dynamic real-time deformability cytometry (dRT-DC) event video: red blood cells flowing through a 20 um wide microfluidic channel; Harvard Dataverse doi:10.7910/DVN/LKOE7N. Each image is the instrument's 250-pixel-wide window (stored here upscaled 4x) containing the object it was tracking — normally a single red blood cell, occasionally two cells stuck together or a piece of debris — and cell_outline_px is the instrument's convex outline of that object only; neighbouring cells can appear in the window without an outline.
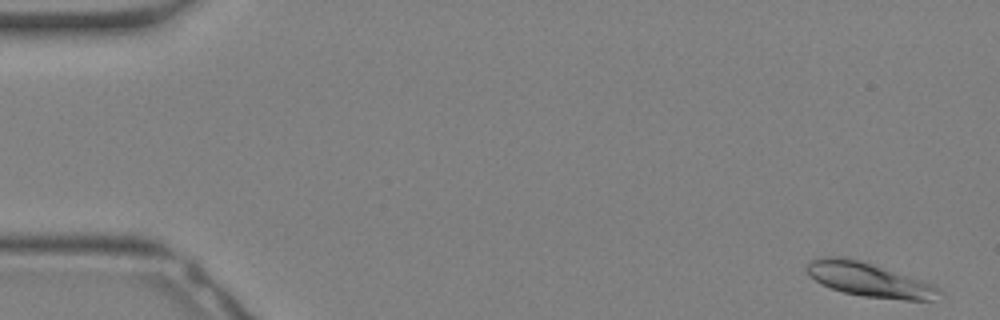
{"species": "Egyptian fruit bat (a non-hibernating species)", "species_latin": "Rousettus aegyptiacus", "temperature_condition": "warm", "stored_images_in_passage": 33, "camera_frame_rate_fps": 3000, "um_per_image_px": 0.085, "animal": {"sex": "female"}, "frame": {"image": 1, "passage_image": 1, "time_ms": 0.0, "image_size_px": [1000, 320], "cell_outline_px": [[944, 292], [932, 300], [904, 300], [864, 296], [844, 292], [820, 284], [808, 272], [808, 264], [812, 260], [824, 256], [844, 256], [860, 260], [932, 284], [940, 288]], "centroid_in_image_um": [73.89, 23.78], "position_along_channel_um": 11.1, "area_um2": 25.84}}
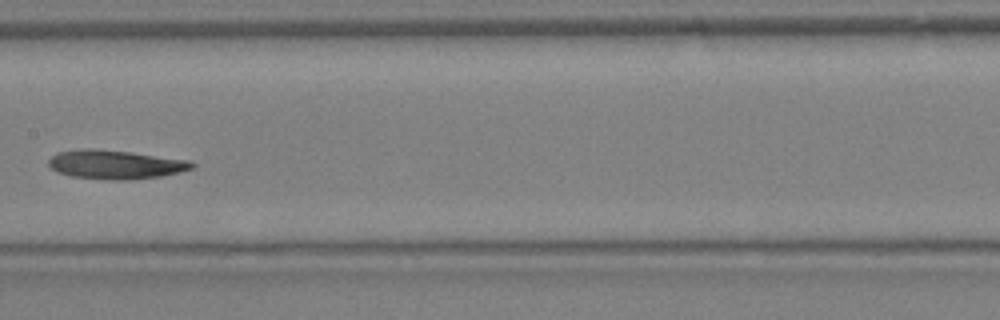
{"frame": {"image": 2, "passage_image": 17, "time_ms": 5.333, "image_size_px": [1000, 320], "cell_outline_px": [[196, 164], [192, 168], [180, 172], [160, 176], [128, 180], [112, 180], [72, 176], [56, 172], [48, 164], [48, 160], [56, 152], [80, 148], [96, 148], [128, 152], [188, 160]], "centroid_in_image_um": [9.76, 13.97], "position_along_channel_um": 197.6, "area_um2": 24.1}}
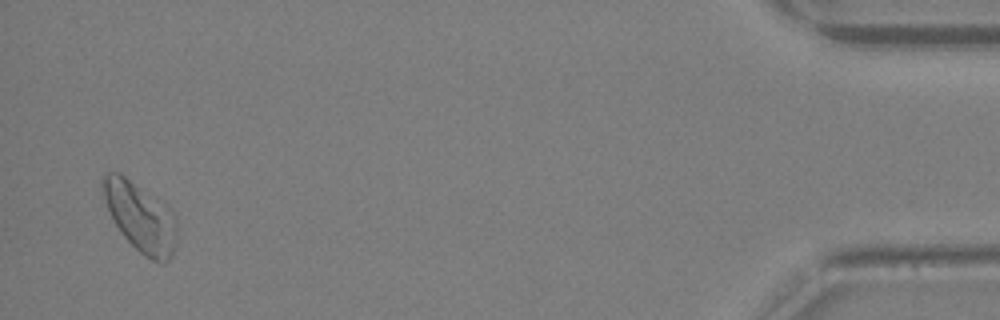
{"frame": {"image": 3, "passage_image": 32, "time_ms": 10.333, "image_size_px": [1000, 320], "cell_outline_px": [[176, 240], [172, 256], [164, 264], [160, 264], [144, 256], [124, 236], [112, 220], [100, 184], [100, 180], [108, 172], [120, 172], [168, 204], [176, 220]], "centroid_in_image_um": [11.94, 18.42], "position_along_channel_um": 423.3, "area_um2": 30.17}}